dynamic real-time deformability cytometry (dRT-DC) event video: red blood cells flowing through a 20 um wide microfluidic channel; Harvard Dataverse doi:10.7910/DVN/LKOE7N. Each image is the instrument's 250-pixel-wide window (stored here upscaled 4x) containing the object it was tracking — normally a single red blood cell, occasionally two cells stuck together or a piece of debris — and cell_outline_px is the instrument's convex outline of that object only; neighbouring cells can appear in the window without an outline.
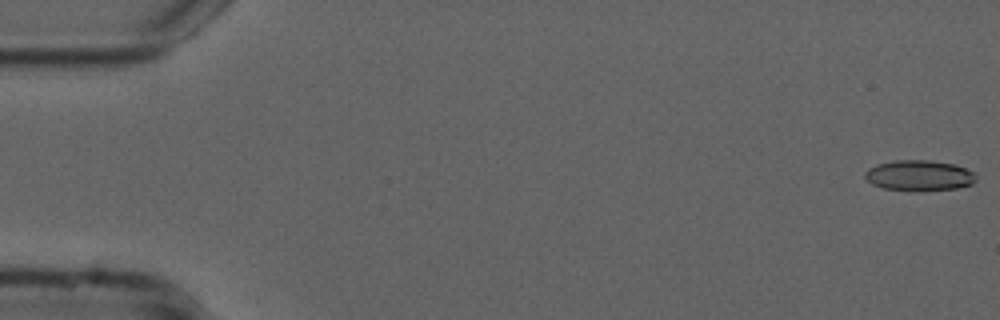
{"species": "common noctule bat (a hibernating species)", "species_latin": "Nyctalus noctula", "temperature_condition": "cold", "stored_images_in_passage": 54, "camera_frame_rate_fps": 3000, "um_per_image_px": 0.085, "animal": {"sex": "male", "forearm_length_mm": 52.5}, "frame": {"image": 1, "passage_image": 1, "time_ms": 0.0, "image_size_px": [1000, 320], "cell_outline_px": [[976, 180], [972, 184], [956, 188], [920, 192], [908, 192], [884, 188], [872, 184], [864, 176], [864, 172], [868, 168], [876, 164], [896, 160], [928, 160], [956, 164], [972, 172], [976, 176]], "centroid_in_image_um": [78.11, 14.93], "position_along_channel_um": 6.9, "area_um2": 20.17}}
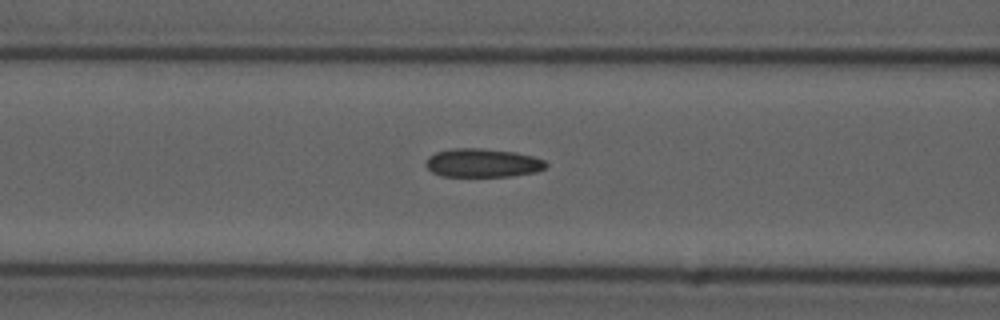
{"frame": {"image": 2, "passage_image": 22, "time_ms": 7.0, "image_size_px": [1000, 320], "cell_outline_px": [[548, 168], [536, 172], [512, 176], [440, 176], [432, 172], [424, 164], [428, 156], [436, 152], [452, 148], [480, 148], [516, 152], [532, 156], [544, 160], [548, 164]], "centroid_in_image_um": [41.03, 13.85], "position_along_channel_um": 125.6, "area_um2": 20.23}}
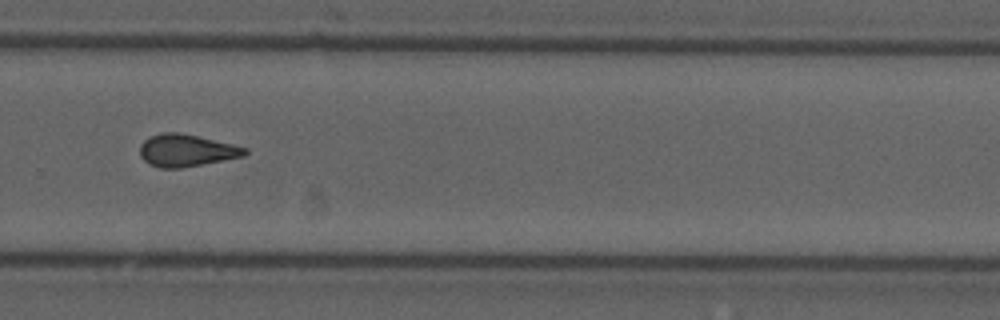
{"frame": {"image": 3, "passage_image": 37, "time_ms": 12.0, "image_size_px": [1000, 320], "cell_outline_px": [[248, 152], [244, 156], [180, 168], [160, 168], [148, 164], [140, 156], [140, 144], [148, 136], [160, 132], [180, 132], [232, 144], [248, 148]], "centroid_in_image_um": [15.8, 12.78], "position_along_channel_um": 314.0, "area_um2": 19.77}, "authors_computed_cell_mechanics": {"area_um2": 19.6809, "velocity_mm_per_s": 3.7777, "shape_relaxation_time_tau1_ms": null, "shape_relaxation_time_tau2_ms": 3.4342, "deformation_change_tau1": null, "deformation_change_tau2": 0.1166}}